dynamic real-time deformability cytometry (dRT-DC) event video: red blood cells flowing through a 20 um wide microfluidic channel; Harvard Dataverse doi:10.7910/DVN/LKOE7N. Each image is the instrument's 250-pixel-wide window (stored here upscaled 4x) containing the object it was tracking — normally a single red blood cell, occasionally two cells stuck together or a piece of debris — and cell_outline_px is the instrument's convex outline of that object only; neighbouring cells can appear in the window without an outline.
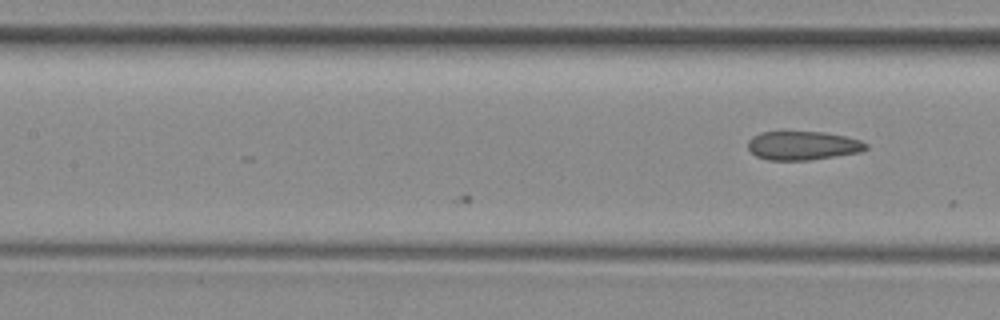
{"species": "common noctule bat (a hibernating species)", "species_latin": "Nyctalus noctula", "temperature_condition": "room temperature", "stored_images_in_passage": 8, "camera_frame_rate_fps": 3000, "um_per_image_px": 0.085, "animal": {"sex": "female", "body_mass_g": 29.2, "forearm_length_mm": 56.3}, "frame": {"image": 1, "passage_image": 8, "time_ms": 2.333, "image_size_px": [1000, 320], "cell_outline_px": [[868, 148], [860, 152], [812, 160], [768, 160], [756, 156], [748, 148], [748, 140], [752, 136], [760, 132], [824, 132], [844, 136], [860, 140], [868, 144]], "centroid_in_image_um": [68.23, 12.38], "position_along_channel_um": 139.2, "area_um2": 19.83}}